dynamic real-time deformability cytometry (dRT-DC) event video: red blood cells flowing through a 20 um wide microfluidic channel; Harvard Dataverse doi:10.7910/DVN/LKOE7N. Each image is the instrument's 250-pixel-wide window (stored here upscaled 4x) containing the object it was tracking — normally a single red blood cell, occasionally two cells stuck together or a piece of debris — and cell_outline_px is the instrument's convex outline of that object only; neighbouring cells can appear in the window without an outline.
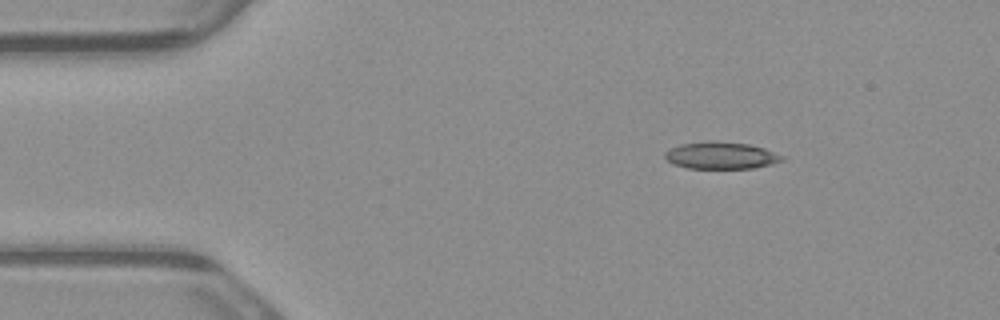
{"species": "common noctule bat (a hibernating species)", "species_latin": "Nyctalus noctula", "temperature_condition": "warm", "stored_images_in_passage": 4, "camera_frame_rate_fps": 3000, "um_per_image_px": 0.085, "animal": {"sex": "male", "body_mass_g": 23.1, "forearm_length_mm": 52.7}, "frame": {"image": 1, "passage_image": 1, "time_ms": 0.0, "image_size_px": [1000, 320], "cell_outline_px": [[784, 160], [772, 164], [752, 168], [688, 168], [672, 164], [664, 156], [664, 152], [680, 144], [712, 140], [748, 144], [764, 148], [784, 156]], "centroid_in_image_um": [61.28, 13.21], "position_along_channel_um": 23.7, "area_um2": 18.44}}